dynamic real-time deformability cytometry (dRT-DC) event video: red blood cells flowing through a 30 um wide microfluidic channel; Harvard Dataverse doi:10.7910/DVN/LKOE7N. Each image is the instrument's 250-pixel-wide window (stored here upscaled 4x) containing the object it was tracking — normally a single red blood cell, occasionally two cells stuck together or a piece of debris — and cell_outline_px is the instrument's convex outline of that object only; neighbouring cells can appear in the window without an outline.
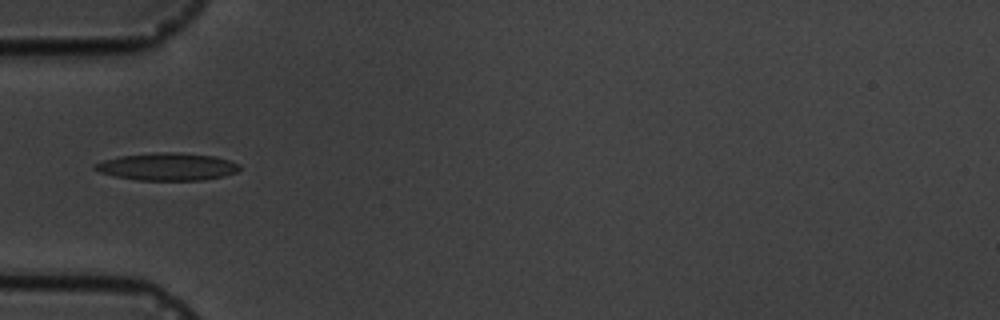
{"species": "common noctule bat (a hibernating species)", "species_latin": "Nyctalus noctula", "temperature_condition": "cold", "stored_images_in_passage": 6, "camera_frame_rate_fps": 3000, "um_per_image_px": 0.085, "animal": {"sex": "male", "body_mass_g": 19.5, "forearm_length_mm": 54.6}, "frame": {"image": 1, "passage_image": 5, "time_ms": 5.333, "image_size_px": [1000, 320], "cell_outline_px": [[240, 168], [236, 172], [224, 176], [204, 180], [136, 180], [116, 176], [100, 172], [92, 168], [92, 164], [104, 160], [120, 156], [156, 152], [176, 152], [216, 156], [240, 164]], "centroid_in_image_um": [14.22, 14.16], "position_along_channel_um": 70.8, "area_um2": 23.24}}
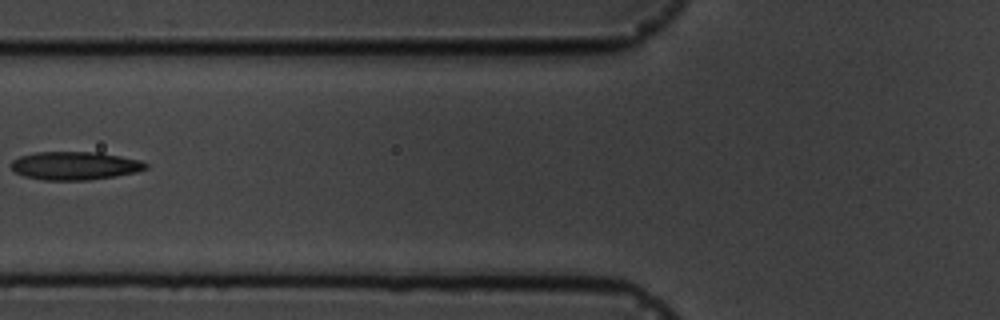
{"frame": {"image": 2, "passage_image": 6, "time_ms": 6.667, "image_size_px": [1000, 320], "cell_outline_px": [[148, 168], [136, 172], [116, 176], [88, 180], [44, 180], [24, 176], [16, 172], [12, 168], [12, 160], [20, 156], [36, 152], [100, 152], [140, 160], [148, 164]], "centroid_in_image_um": [6.39, 14.08], "position_along_channel_um": 119.4, "area_um2": 22.14}}